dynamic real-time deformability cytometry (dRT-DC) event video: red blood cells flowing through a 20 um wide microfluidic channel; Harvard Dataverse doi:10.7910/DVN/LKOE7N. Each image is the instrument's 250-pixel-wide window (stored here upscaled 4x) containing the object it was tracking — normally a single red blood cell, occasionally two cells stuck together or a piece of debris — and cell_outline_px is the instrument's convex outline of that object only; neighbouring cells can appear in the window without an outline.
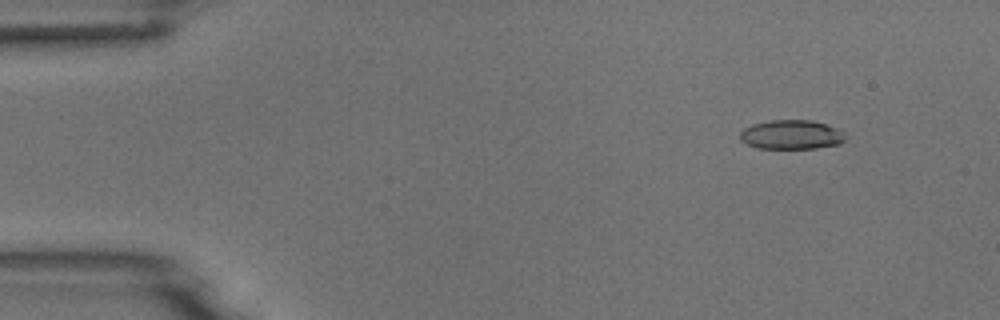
{"species": "common noctule bat (a hibernating species)", "species_latin": "Nyctalus noctula", "temperature_condition": "room temperature", "stored_images_in_passage": 5, "camera_frame_rate_fps": 3000, "um_per_image_px": 0.085, "animal": {"sex": "male", "body_mass_g": 18.8}, "frame": {"image": 1, "passage_image": 2, "time_ms": 1.0, "image_size_px": [1000, 320], "cell_outline_px": [[848, 136], [840, 144], [816, 148], [756, 148], [740, 140], [740, 132], [744, 128], [752, 124], [768, 120], [812, 120], [836, 128], [844, 132]], "centroid_in_image_um": [67.27, 11.44], "position_along_channel_um": 17.7, "area_um2": 18.03}}
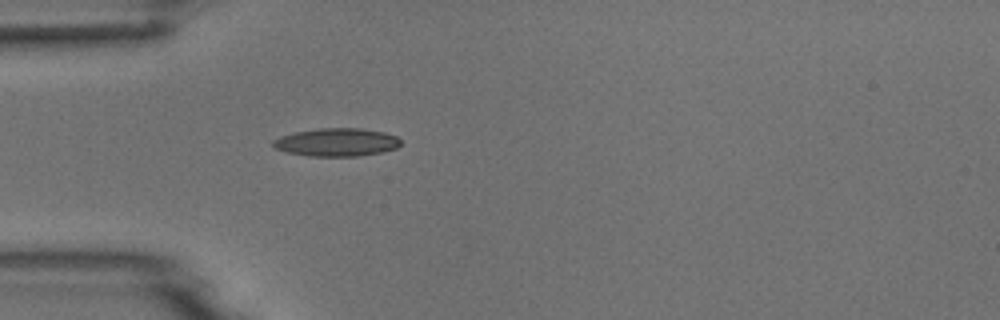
{"frame": {"image": 2, "passage_image": 5, "time_ms": 4.333, "image_size_px": [1000, 320], "cell_outline_px": [[400, 144], [396, 148], [380, 152], [356, 156], [308, 156], [288, 152], [276, 148], [272, 144], [272, 140], [280, 136], [296, 132], [320, 128], [360, 128], [384, 132], [396, 136], [400, 140]], "centroid_in_image_um": [28.6, 12.08], "position_along_channel_um": 56.4, "area_um2": 20.69}}